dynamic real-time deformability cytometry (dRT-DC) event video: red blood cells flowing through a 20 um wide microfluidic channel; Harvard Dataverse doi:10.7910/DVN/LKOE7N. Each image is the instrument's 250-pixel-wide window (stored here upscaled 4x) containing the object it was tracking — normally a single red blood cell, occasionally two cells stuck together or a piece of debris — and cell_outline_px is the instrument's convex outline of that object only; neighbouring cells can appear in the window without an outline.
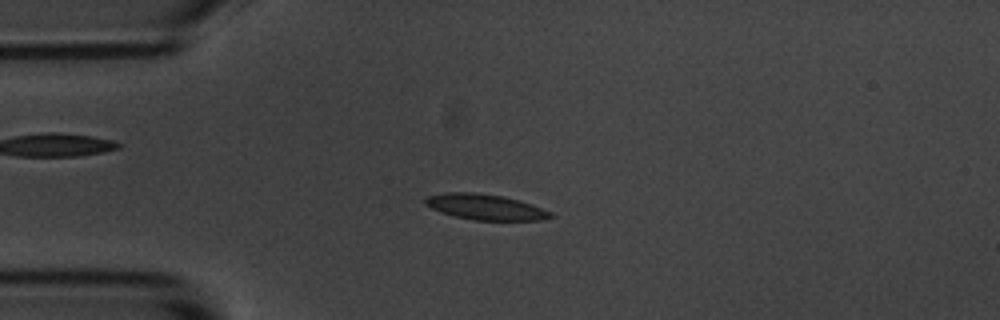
{"species": "common noctule bat (a hibernating species)", "species_latin": "Nyctalus noctula", "temperature_condition": "room temperature", "stored_images_in_passage": 9, "camera_frame_rate_fps": 3000, "um_per_image_px": 0.085, "animal": {"sex": "male", "body_mass_g": 20.1, "forearm_length_mm": 53.5}, "frame": {"image": 1, "passage_image": 4, "time_ms": 1.0, "image_size_px": [1000, 320], "cell_outline_px": [[556, 216], [540, 220], [472, 220], [452, 216], [440, 212], [424, 204], [424, 200], [428, 196], [444, 192], [476, 192], [500, 196], [520, 200], [532, 204], [552, 212]], "centroid_in_image_um": [41.25, 17.59], "position_along_channel_um": 43.8, "area_um2": 18.84}}
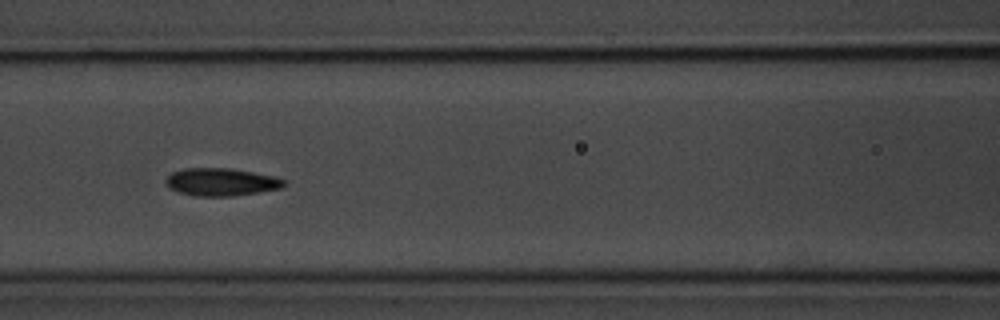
{"frame": {"image": 2, "passage_image": 7, "time_ms": 2.0, "image_size_px": [1000, 320], "cell_outline_px": [[284, 188], [260, 192], [232, 196], [196, 196], [180, 192], [168, 188], [164, 184], [164, 180], [172, 172], [184, 168], [228, 168], [276, 176], [284, 180]], "centroid_in_image_um": [18.78, 15.47], "position_along_channel_um": 147.8, "area_um2": 19.19}}
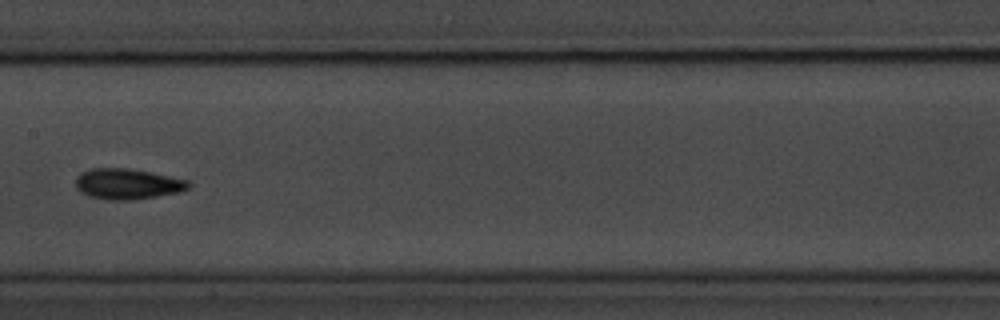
{"frame": {"image": 3, "passage_image": 8, "time_ms": 2.333, "image_size_px": [1000, 320], "cell_outline_px": [[192, 184], [188, 188], [180, 192], [132, 200], [108, 200], [88, 196], [80, 192], [76, 188], [76, 176], [80, 172], [88, 168], [128, 168], [152, 172], [188, 180]], "centroid_in_image_um": [10.81, 15.63], "position_along_channel_um": 196.6, "area_um2": 20.4}}